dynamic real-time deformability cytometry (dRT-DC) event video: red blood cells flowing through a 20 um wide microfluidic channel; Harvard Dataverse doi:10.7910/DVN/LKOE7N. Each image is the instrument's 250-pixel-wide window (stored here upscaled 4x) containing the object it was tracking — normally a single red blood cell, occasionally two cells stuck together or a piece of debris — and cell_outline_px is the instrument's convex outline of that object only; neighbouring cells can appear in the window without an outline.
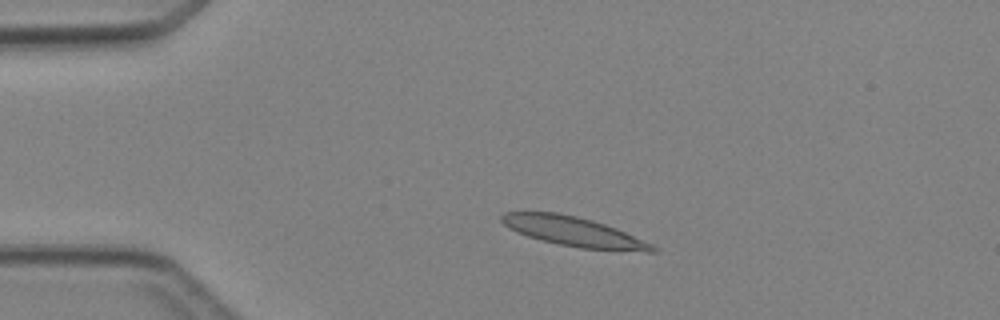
{"species": "Egyptian fruit bat (a non-hibernating species)", "species_latin": "Rousettus aegyptiacus", "temperature_condition": "cold", "stored_images_in_passage": 2, "camera_frame_rate_fps": 3000, "um_per_image_px": 0.085, "animal": {"sex": "female"}, "frame": {"image": 1, "passage_image": 1, "time_ms": 0.0, "image_size_px": [1000, 320], "cell_outline_px": [[660, 252], [648, 252], [580, 248], [560, 244], [528, 236], [516, 232], [508, 228], [500, 220], [500, 216], [504, 212], [560, 212], [592, 220], [616, 228], [652, 244], [660, 248]], "centroid_in_image_um": [48.79, 19.69], "position_along_channel_um": 36.2, "area_um2": 25.89}}